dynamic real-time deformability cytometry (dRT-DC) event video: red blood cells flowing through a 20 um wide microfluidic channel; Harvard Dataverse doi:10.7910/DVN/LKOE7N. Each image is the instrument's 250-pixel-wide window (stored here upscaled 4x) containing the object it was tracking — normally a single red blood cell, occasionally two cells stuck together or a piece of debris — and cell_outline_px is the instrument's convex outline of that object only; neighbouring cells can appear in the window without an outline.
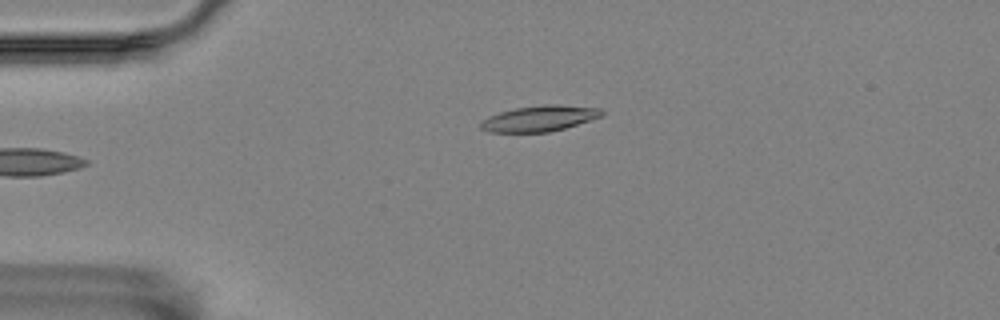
{"species": "Egyptian fruit bat (a non-hibernating species)", "species_latin": "Rousettus aegyptiacus", "temperature_condition": "room temperature", "stored_images_in_passage": 39, "camera_frame_rate_fps": 3000, "um_per_image_px": 0.085, "animal": {"sex": "female"}, "frame": {"image": 1, "passage_image": 1, "time_ms": 0.0, "image_size_px": [1000, 320], "cell_outline_px": [[604, 116], [564, 128], [548, 132], [488, 132], [480, 128], [480, 120], [488, 116], [500, 112], [516, 108], [544, 104], [556, 104], [600, 108], [604, 112]], "centroid_in_image_um": [45.85, 10.06], "position_along_channel_um": 39.2, "area_um2": 18.26}}
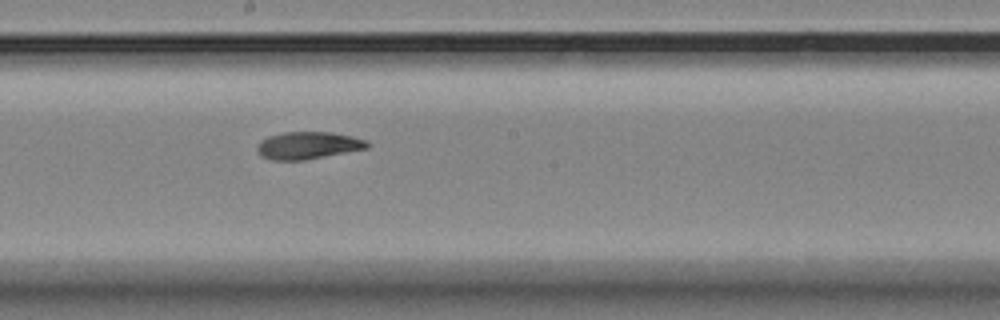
{"frame": {"image": 2, "passage_image": 19, "time_ms": 6.0, "image_size_px": [1000, 320], "cell_outline_px": [[368, 148], [304, 160], [272, 160], [260, 156], [256, 152], [256, 148], [260, 140], [268, 136], [280, 132], [332, 132], [352, 136], [368, 140]], "centroid_in_image_um": [26.14, 12.35], "position_along_channel_um": 222.1, "area_um2": 17.69}}
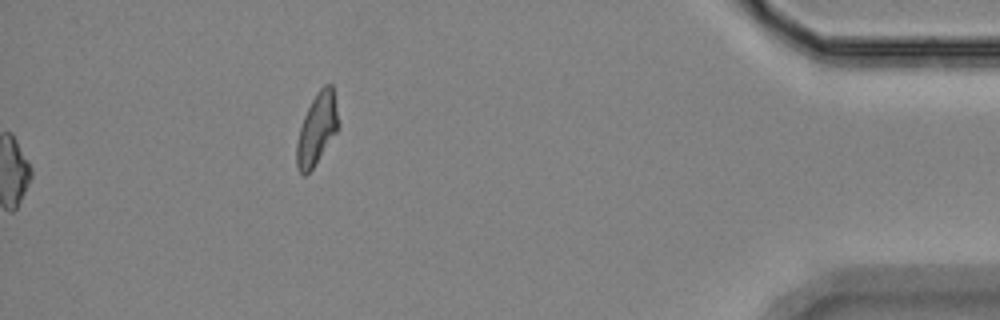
{"frame": {"image": 3, "passage_image": 39, "time_ms": 12.667, "image_size_px": [1000, 320], "cell_outline_px": [[340, 124], [336, 132], [312, 168], [304, 176], [296, 168], [296, 144], [300, 128], [304, 116], [316, 92], [324, 84], [332, 84]], "centroid_in_image_um": [26.93, 10.94], "position_along_channel_um": 408.3, "area_um2": 17.17}, "authors_computed_cell_mechanics": {"area_um2": 17.6868, "velocity_mm_per_s": 3.5327, "shape_relaxation_time_tau1_ms": 8.7554, "shape_relaxation_time_tau2_ms": 5.2973, "deformation_change_tau1": 0.2282, "deformation_change_tau2": 0.1169}}